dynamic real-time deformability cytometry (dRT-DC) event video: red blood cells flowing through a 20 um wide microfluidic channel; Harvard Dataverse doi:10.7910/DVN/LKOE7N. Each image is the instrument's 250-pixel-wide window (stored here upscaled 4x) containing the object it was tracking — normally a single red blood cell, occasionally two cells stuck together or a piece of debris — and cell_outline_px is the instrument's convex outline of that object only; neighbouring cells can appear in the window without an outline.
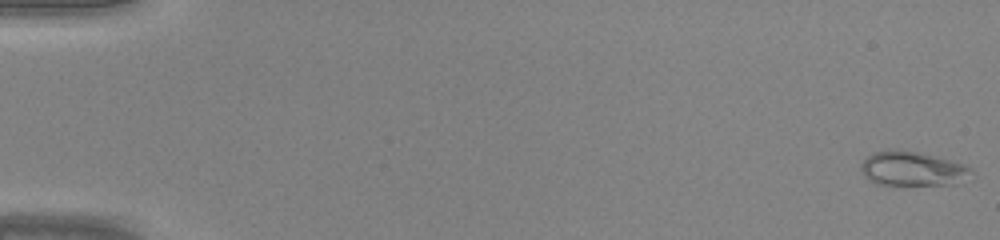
{"species": "common noctule bat (a hibernating species)", "species_latin": "Nyctalus noctula", "temperature_condition": "warm", "stored_images_in_passage": 46, "camera_frame_rate_fps": 3000, "um_per_image_px": 0.085, "animal": {"sex": "male", "body_mass_g": 20.0, "forearm_length_mm": 53.3}, "frame": {"image": 1, "passage_image": 1, "time_ms": 0.0, "image_size_px": [1000, 240], "cell_outline_px": [[972, 180], [956, 184], [876, 184], [864, 176], [860, 168], [860, 164], [872, 152], [888, 148], [896, 148], [920, 152], [968, 164], [972, 168]], "centroid_in_image_um": [77.62, 14.31], "position_along_channel_um": 7.4, "area_um2": 22.77}}
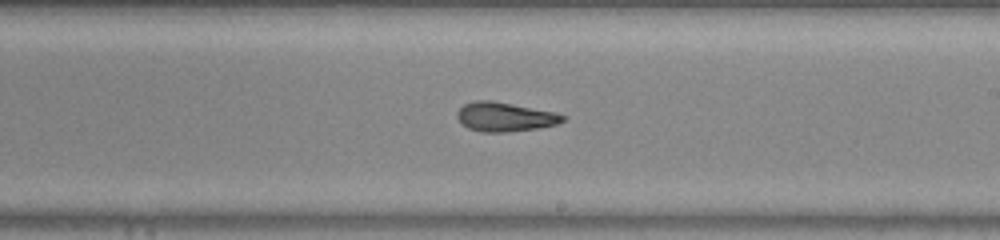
{"frame": {"image": 2, "passage_image": 28, "time_ms": 9.0, "image_size_px": [1000, 240], "cell_outline_px": [[568, 116], [564, 120], [556, 124], [540, 128], [508, 132], [480, 132], [468, 128], [456, 116], [456, 112], [464, 104], [476, 100], [492, 100], [556, 112]], "centroid_in_image_um": [42.94, 9.93], "position_along_channel_um": 246.1, "area_um2": 18.09}}
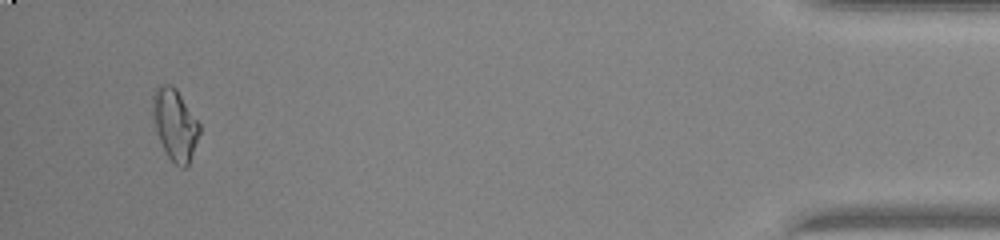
{"frame": {"image": 3, "passage_image": 44, "time_ms": 14.333, "image_size_px": [1000, 240], "cell_outline_px": [[200, 132], [188, 164], [184, 168], [180, 168], [168, 156], [160, 140], [156, 128], [152, 112], [152, 92], [160, 84], [172, 84], [176, 88], [200, 124]], "centroid_in_image_um": [14.86, 10.54], "position_along_channel_um": 420.3, "area_um2": 19.19}}